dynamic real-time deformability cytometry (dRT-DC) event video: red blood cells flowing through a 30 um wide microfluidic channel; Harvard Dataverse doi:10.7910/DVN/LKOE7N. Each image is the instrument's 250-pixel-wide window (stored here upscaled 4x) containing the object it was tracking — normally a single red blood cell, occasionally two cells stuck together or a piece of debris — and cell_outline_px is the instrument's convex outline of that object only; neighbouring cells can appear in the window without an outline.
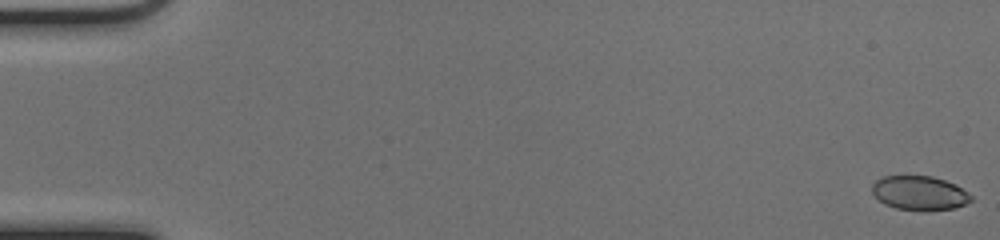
{"species": "common noctule bat (a hibernating species)", "species_latin": "Nyctalus noctula", "temperature_condition": "cold", "stored_images_in_passage": 52, "camera_frame_rate_fps": 3000, "um_per_image_px": 0.085, "animal": {"sex": "female", "body_mass_g": 17.0, "forearm_length_mm": 48.0}, "frame": {"image": 1, "passage_image": 1, "time_ms": 0.0, "image_size_px": [1000, 240], "cell_outline_px": [[972, 200], [956, 208], [924, 212], [896, 208], [884, 204], [872, 192], [872, 184], [876, 180], [884, 176], [932, 176], [944, 180], [960, 188], [972, 196]], "centroid_in_image_um": [78.14, 16.43], "position_along_channel_um": 6.9, "area_um2": 19.71}}
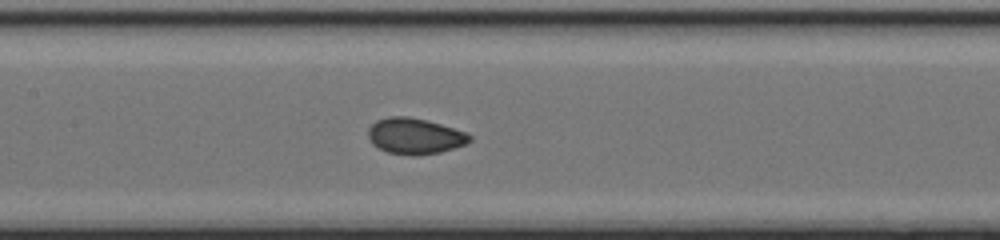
{"frame": {"image": 2, "passage_image": 26, "time_ms": 8.333, "image_size_px": [1000, 240], "cell_outline_px": [[472, 140], [464, 144], [440, 152], [416, 156], [412, 156], [388, 152], [372, 144], [368, 136], [368, 128], [376, 120], [388, 116], [408, 116], [428, 120], [464, 132], [472, 136]], "centroid_in_image_um": [35.22, 11.56], "position_along_channel_um": 172.2, "area_um2": 21.21}}
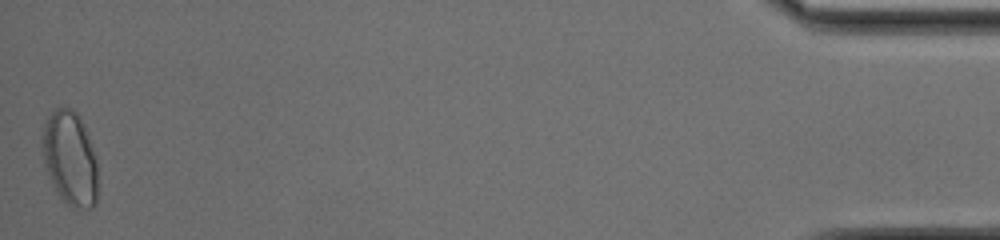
{"frame": {"image": 3, "passage_image": 52, "time_ms": 17.0, "image_size_px": [1000, 240], "cell_outline_px": [[96, 204], [92, 208], [72, 208], [56, 192], [44, 164], [40, 140], [40, 136], [44, 124], [48, 116], [56, 108], [68, 108], [76, 112], [80, 116], [88, 132], [96, 160]], "centroid_in_image_um": [5.93, 13.43], "position_along_channel_um": 429.3, "area_um2": 30.63}, "authors_computed_cell_mechanics": {"area_um2": 20.8658, "velocity_mm_per_s": 4.0467, "shape_relaxation_time_tau1_ms": 4.3927, "shape_relaxation_time_tau2_ms": null, "deformation_change_tau1": 0.1097, "deformation_change_tau2": null}}